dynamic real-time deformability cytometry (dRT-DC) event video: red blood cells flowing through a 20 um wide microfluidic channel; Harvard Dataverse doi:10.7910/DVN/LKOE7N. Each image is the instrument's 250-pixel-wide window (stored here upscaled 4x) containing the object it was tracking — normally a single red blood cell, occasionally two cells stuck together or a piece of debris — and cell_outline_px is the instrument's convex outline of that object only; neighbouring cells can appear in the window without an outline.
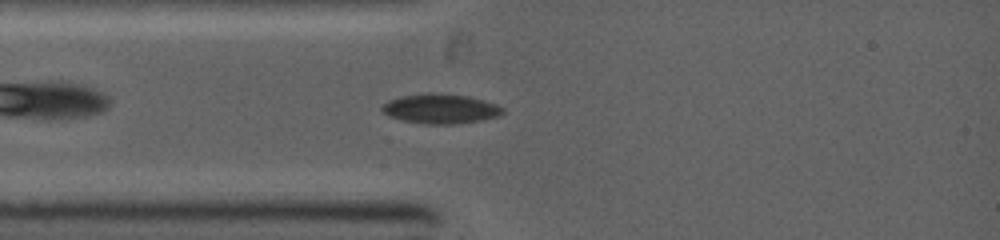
{"species": "common noctule bat (a hibernating species)", "species_latin": "Nyctalus noctula", "temperature_condition": "warm", "stored_images_in_passage": 6, "camera_frame_rate_fps": 5000, "um_per_image_px": 0.085, "animal": {"sex": "female", "body_mass_g": 19.0, "forearm_length_mm": 53.3}, "frame": {"image": 1, "passage_image": 3, "time_ms": 1.4, "image_size_px": [1000, 240], "cell_outline_px": [[504, 112], [500, 116], [480, 120], [452, 124], [424, 124], [404, 120], [392, 116], [384, 112], [380, 108], [388, 100], [400, 96], [432, 92], [468, 96], [484, 100], [496, 104], [504, 108]], "centroid_in_image_um": [37.47, 9.23], "position_along_channel_um": 47.5, "area_um2": 20.75}}
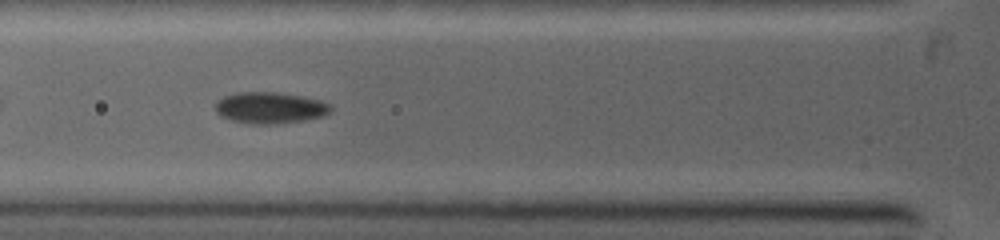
{"frame": {"image": 2, "passage_image": 5, "time_ms": 2.6, "image_size_px": [1000, 240], "cell_outline_px": [[332, 108], [324, 116], [304, 120], [276, 124], [252, 124], [232, 120], [220, 116], [216, 112], [216, 100], [224, 96], [236, 92], [276, 92], [300, 96], [320, 100], [328, 104]], "centroid_in_image_um": [22.91, 9.16], "position_along_channel_um": 102.9, "area_um2": 21.04}}
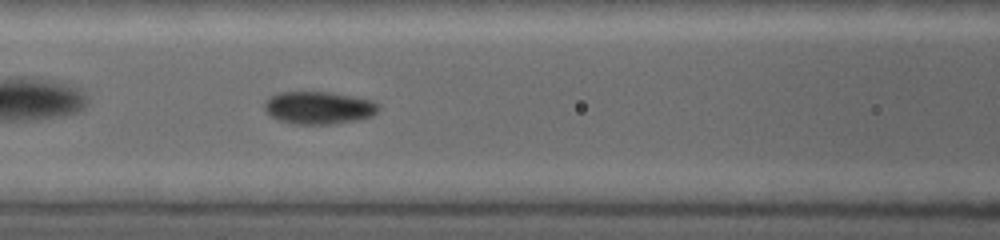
{"frame": {"image": 3, "passage_image": 6, "time_ms": 3.4, "image_size_px": [1000, 240], "cell_outline_px": [[380, 108], [372, 116], [356, 120], [332, 124], [292, 124], [280, 120], [272, 116], [264, 108], [264, 104], [272, 96], [280, 92], [332, 92], [372, 100], [380, 104]], "centroid_in_image_um": [27.14, 9.16], "position_along_channel_um": 139.5, "area_um2": 21.56}}